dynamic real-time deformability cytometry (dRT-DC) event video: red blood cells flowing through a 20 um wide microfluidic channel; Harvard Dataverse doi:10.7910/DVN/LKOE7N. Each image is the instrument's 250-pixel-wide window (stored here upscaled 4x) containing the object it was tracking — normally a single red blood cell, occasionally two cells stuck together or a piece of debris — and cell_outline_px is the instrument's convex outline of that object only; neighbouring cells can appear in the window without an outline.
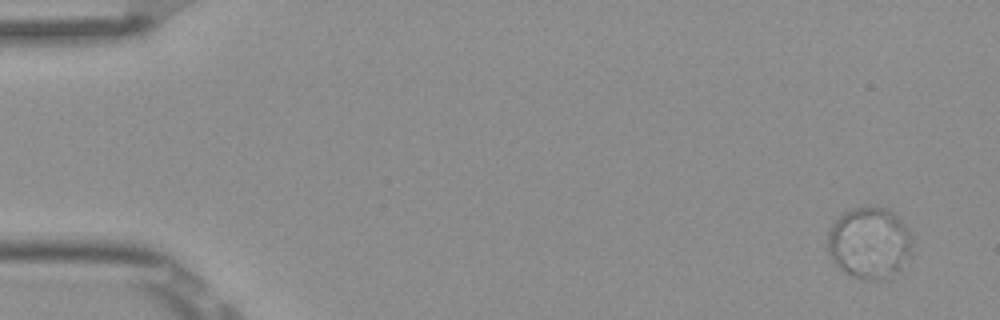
{"species": "Egyptian fruit bat (a non-hibernating species)", "species_latin": "Rousettus aegyptiacus", "temperature_condition": "room temperature", "stored_images_in_passage": 6, "camera_frame_rate_fps": 3000, "um_per_image_px": 0.085, "frame": {"image": 1, "passage_image": 1, "time_ms": 0.0, "image_size_px": [1000, 320], "cell_outline_px": [[912, 244], [900, 272], [876, 280], [852, 276], [840, 268], [832, 260], [828, 252], [828, 232], [832, 224], [844, 212], [852, 208], [888, 208], [908, 228]], "centroid_in_image_um": [73.88, 20.64], "position_along_channel_um": 11.1, "area_um2": 34.62}}
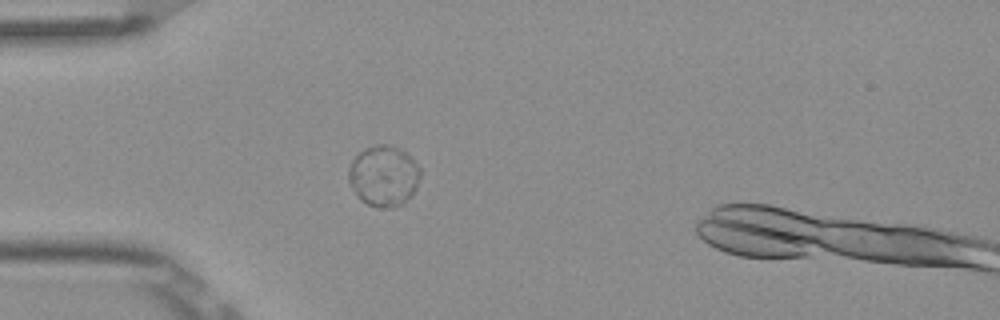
{"frame": {"image": 2, "passage_image": 5, "time_ms": 1.333, "image_size_px": [1000, 320], "cell_outline_px": [[420, 176], [416, 188], [412, 196], [400, 204], [392, 208], [376, 208], [360, 200], [356, 196], [348, 180], [348, 168], [352, 160], [364, 148], [376, 144], [392, 144], [400, 148], [420, 168]], "centroid_in_image_um": [32.59, 14.96], "position_along_channel_um": 52.4, "area_um2": 25.61}}